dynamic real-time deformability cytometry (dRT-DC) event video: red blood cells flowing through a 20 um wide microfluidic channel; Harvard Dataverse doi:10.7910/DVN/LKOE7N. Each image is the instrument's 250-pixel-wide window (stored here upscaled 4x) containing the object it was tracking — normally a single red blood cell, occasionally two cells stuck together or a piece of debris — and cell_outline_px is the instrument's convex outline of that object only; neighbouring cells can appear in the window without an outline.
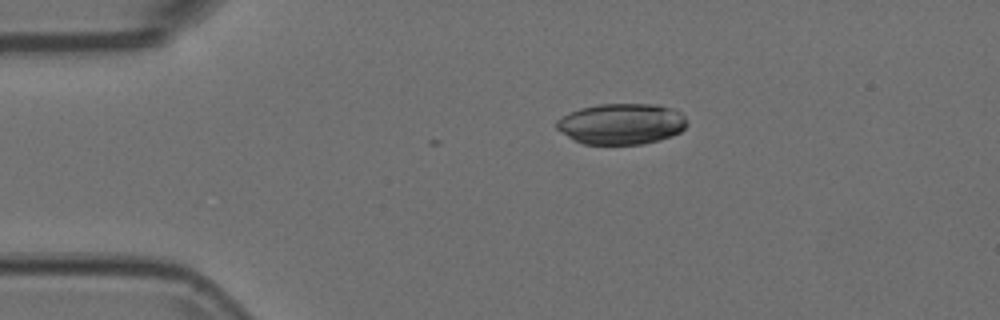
{"species": "Egyptian fruit bat (a non-hibernating species)", "species_latin": "Rousettus aegyptiacus", "temperature_condition": "room temperature", "stored_images_in_passage": 11, "camera_frame_rate_fps": 3000, "um_per_image_px": 0.085, "animal": {"sex": "female"}, "frame": {"image": 1, "passage_image": 11, "time_ms": 3.333, "image_size_px": [1000, 320], "cell_outline_px": [[688, 124], [680, 132], [672, 136], [644, 144], [584, 144], [568, 136], [556, 128], [556, 120], [580, 108], [600, 104], [656, 104], [680, 112], [684, 116]], "centroid_in_image_um": [52.84, 10.53], "position_along_channel_um": 32.2, "area_um2": 30.87}}